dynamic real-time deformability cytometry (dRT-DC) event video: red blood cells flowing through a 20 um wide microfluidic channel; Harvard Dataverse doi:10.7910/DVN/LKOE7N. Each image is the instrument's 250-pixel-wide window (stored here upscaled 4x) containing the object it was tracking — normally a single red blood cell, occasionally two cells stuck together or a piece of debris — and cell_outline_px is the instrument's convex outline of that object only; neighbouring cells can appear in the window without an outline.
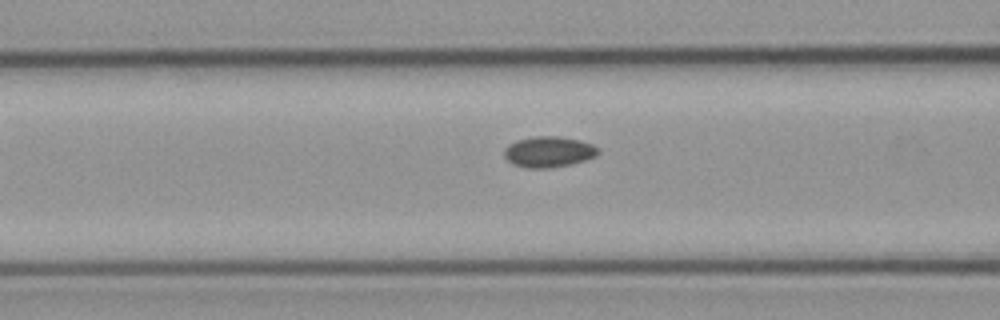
{"species": "common noctule bat (a hibernating species)", "species_latin": "Nyctalus noctula", "temperature_condition": "cold", "stored_images_in_passage": 6, "camera_frame_rate_fps": 3000, "um_per_image_px": 0.085, "animal": {"sex": "male", "body_mass_g": 23.1, "forearm_length_mm": 52.7}, "frame": {"image": 1, "passage_image": 6, "time_ms": 5.667, "image_size_px": [1000, 320], "cell_outline_px": [[600, 152], [596, 156], [584, 160], [568, 164], [548, 168], [528, 168], [512, 164], [504, 156], [504, 148], [508, 144], [516, 140], [532, 136], [560, 136], [580, 140], [592, 144], [600, 148]], "centroid_in_image_um": [46.63, 12.89], "position_along_channel_um": 120.0, "area_um2": 16.99}}